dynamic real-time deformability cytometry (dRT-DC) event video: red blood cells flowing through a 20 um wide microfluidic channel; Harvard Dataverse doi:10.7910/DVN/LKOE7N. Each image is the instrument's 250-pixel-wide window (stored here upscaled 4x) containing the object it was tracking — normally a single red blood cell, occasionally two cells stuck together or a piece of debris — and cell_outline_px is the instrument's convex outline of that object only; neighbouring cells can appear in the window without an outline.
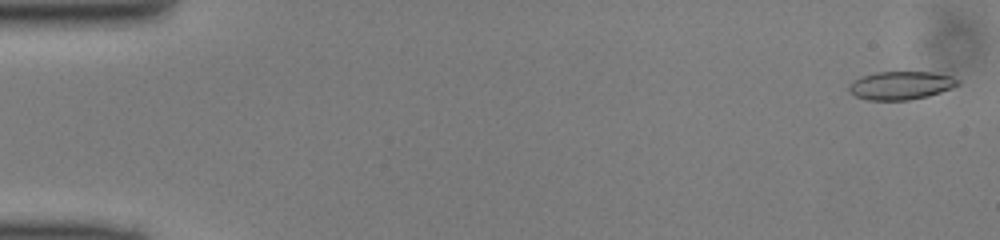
{"species": "common noctule bat (a hibernating species)", "species_latin": "Nyctalus noctula", "temperature_condition": "cold", "stored_images_in_passage": 50, "camera_frame_rate_fps": 3000, "um_per_image_px": 0.085, "animal": {"sex": "male", "body_mass_g": 13.0, "forearm_length_mm": 53.1}, "frame": {"image": 1, "passage_image": 2, "time_ms": 0.333, "image_size_px": [1000, 240], "cell_outline_px": [[960, 84], [952, 88], [928, 96], [908, 100], [868, 100], [856, 96], [848, 92], [848, 84], [852, 80], [860, 76], [876, 72], [932, 72], [952, 76], [960, 80]], "centroid_in_image_um": [76.55, 7.25], "position_along_channel_um": 8.5, "area_um2": 18.15}}
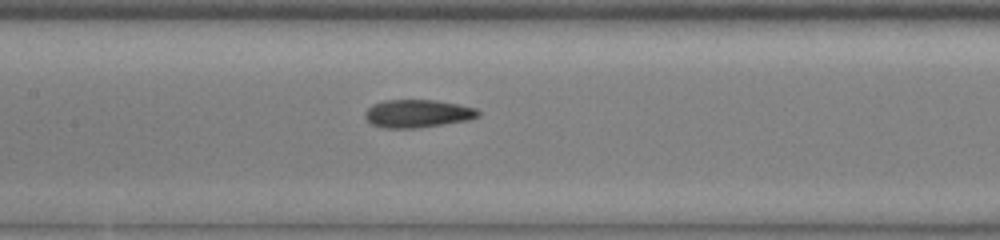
{"frame": {"image": 2, "passage_image": 24, "time_ms": 7.667, "image_size_px": [1000, 240], "cell_outline_px": [[480, 116], [468, 120], [416, 128], [380, 128], [372, 124], [364, 116], [364, 112], [372, 104], [384, 100], [436, 100], [476, 108], [480, 112]], "centroid_in_image_um": [35.47, 9.65], "position_along_channel_um": 171.9, "area_um2": 18.44}}
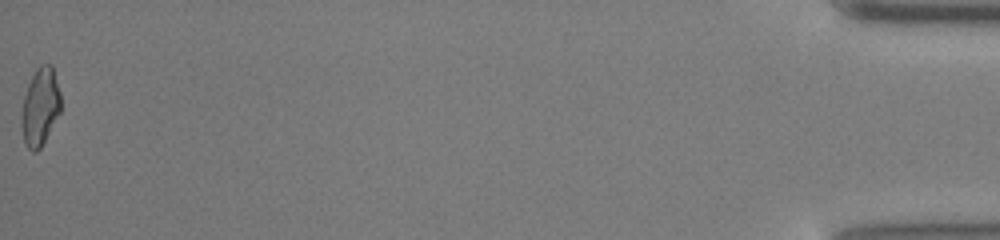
{"frame": {"image": 3, "passage_image": 50, "time_ms": 16.333, "image_size_px": [1000, 240], "cell_outline_px": [[60, 112], [40, 148], [36, 152], [32, 152], [24, 144], [20, 124], [20, 116], [24, 96], [28, 84], [36, 68], [40, 64], [52, 64], [60, 92]], "centroid_in_image_um": [3.39, 9.08], "position_along_channel_um": 431.8, "area_um2": 17.92}}